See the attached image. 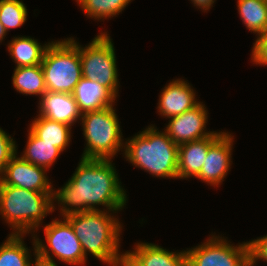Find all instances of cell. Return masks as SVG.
<instances>
[{"instance_id": "cell-31", "label": "cell", "mask_w": 267, "mask_h": 266, "mask_svg": "<svg viewBox=\"0 0 267 266\" xmlns=\"http://www.w3.org/2000/svg\"><path fill=\"white\" fill-rule=\"evenodd\" d=\"M7 35V31L5 30L4 26L0 23V42L2 43L5 36Z\"/></svg>"}, {"instance_id": "cell-19", "label": "cell", "mask_w": 267, "mask_h": 266, "mask_svg": "<svg viewBox=\"0 0 267 266\" xmlns=\"http://www.w3.org/2000/svg\"><path fill=\"white\" fill-rule=\"evenodd\" d=\"M50 42L41 45L30 36L14 37L8 44V51L17 67L39 65Z\"/></svg>"}, {"instance_id": "cell-10", "label": "cell", "mask_w": 267, "mask_h": 266, "mask_svg": "<svg viewBox=\"0 0 267 266\" xmlns=\"http://www.w3.org/2000/svg\"><path fill=\"white\" fill-rule=\"evenodd\" d=\"M208 111L203 104L199 102L192 109L169 118V123L164 131L169 138L176 144L181 145L191 141H197L211 136L215 131H207Z\"/></svg>"}, {"instance_id": "cell-22", "label": "cell", "mask_w": 267, "mask_h": 266, "mask_svg": "<svg viewBox=\"0 0 267 266\" xmlns=\"http://www.w3.org/2000/svg\"><path fill=\"white\" fill-rule=\"evenodd\" d=\"M26 148L21 158L36 166L49 169L57 160L62 151L51 143L44 142L28 129Z\"/></svg>"}, {"instance_id": "cell-24", "label": "cell", "mask_w": 267, "mask_h": 266, "mask_svg": "<svg viewBox=\"0 0 267 266\" xmlns=\"http://www.w3.org/2000/svg\"><path fill=\"white\" fill-rule=\"evenodd\" d=\"M86 16L95 20L119 15L132 0H76Z\"/></svg>"}, {"instance_id": "cell-8", "label": "cell", "mask_w": 267, "mask_h": 266, "mask_svg": "<svg viewBox=\"0 0 267 266\" xmlns=\"http://www.w3.org/2000/svg\"><path fill=\"white\" fill-rule=\"evenodd\" d=\"M107 32L93 38L85 47L79 45L82 76L97 81L116 98L118 96V70L114 43Z\"/></svg>"}, {"instance_id": "cell-32", "label": "cell", "mask_w": 267, "mask_h": 266, "mask_svg": "<svg viewBox=\"0 0 267 266\" xmlns=\"http://www.w3.org/2000/svg\"><path fill=\"white\" fill-rule=\"evenodd\" d=\"M36 266H47V265H43V264L38 263Z\"/></svg>"}, {"instance_id": "cell-25", "label": "cell", "mask_w": 267, "mask_h": 266, "mask_svg": "<svg viewBox=\"0 0 267 266\" xmlns=\"http://www.w3.org/2000/svg\"><path fill=\"white\" fill-rule=\"evenodd\" d=\"M27 16V8L22 0H0V23L7 32L22 26Z\"/></svg>"}, {"instance_id": "cell-14", "label": "cell", "mask_w": 267, "mask_h": 266, "mask_svg": "<svg viewBox=\"0 0 267 266\" xmlns=\"http://www.w3.org/2000/svg\"><path fill=\"white\" fill-rule=\"evenodd\" d=\"M39 99V116L69 126L81 120L82 113L73 94L46 91Z\"/></svg>"}, {"instance_id": "cell-27", "label": "cell", "mask_w": 267, "mask_h": 266, "mask_svg": "<svg viewBox=\"0 0 267 266\" xmlns=\"http://www.w3.org/2000/svg\"><path fill=\"white\" fill-rule=\"evenodd\" d=\"M248 243L250 266H255L258 260L267 262V235L251 240Z\"/></svg>"}, {"instance_id": "cell-2", "label": "cell", "mask_w": 267, "mask_h": 266, "mask_svg": "<svg viewBox=\"0 0 267 266\" xmlns=\"http://www.w3.org/2000/svg\"><path fill=\"white\" fill-rule=\"evenodd\" d=\"M112 212L118 211H106L104 208L64 216L81 242L85 258L87 259L90 253L110 266L120 254L122 229L121 223L112 215Z\"/></svg>"}, {"instance_id": "cell-4", "label": "cell", "mask_w": 267, "mask_h": 266, "mask_svg": "<svg viewBox=\"0 0 267 266\" xmlns=\"http://www.w3.org/2000/svg\"><path fill=\"white\" fill-rule=\"evenodd\" d=\"M53 192H37L0 181V215L12 228V234L35 233L42 220L53 212Z\"/></svg>"}, {"instance_id": "cell-29", "label": "cell", "mask_w": 267, "mask_h": 266, "mask_svg": "<svg viewBox=\"0 0 267 266\" xmlns=\"http://www.w3.org/2000/svg\"><path fill=\"white\" fill-rule=\"evenodd\" d=\"M112 266H141L139 262L128 252L119 254Z\"/></svg>"}, {"instance_id": "cell-5", "label": "cell", "mask_w": 267, "mask_h": 266, "mask_svg": "<svg viewBox=\"0 0 267 266\" xmlns=\"http://www.w3.org/2000/svg\"><path fill=\"white\" fill-rule=\"evenodd\" d=\"M114 105L85 112L81 117L86 147L82 159L112 160L125 145Z\"/></svg>"}, {"instance_id": "cell-21", "label": "cell", "mask_w": 267, "mask_h": 266, "mask_svg": "<svg viewBox=\"0 0 267 266\" xmlns=\"http://www.w3.org/2000/svg\"><path fill=\"white\" fill-rule=\"evenodd\" d=\"M12 84L15 90L23 95L42 97L47 91L41 64L15 67Z\"/></svg>"}, {"instance_id": "cell-18", "label": "cell", "mask_w": 267, "mask_h": 266, "mask_svg": "<svg viewBox=\"0 0 267 266\" xmlns=\"http://www.w3.org/2000/svg\"><path fill=\"white\" fill-rule=\"evenodd\" d=\"M24 234H9L8 238L0 246V266H36L37 251L34 237L32 235L34 245V261L23 241Z\"/></svg>"}, {"instance_id": "cell-15", "label": "cell", "mask_w": 267, "mask_h": 266, "mask_svg": "<svg viewBox=\"0 0 267 266\" xmlns=\"http://www.w3.org/2000/svg\"><path fill=\"white\" fill-rule=\"evenodd\" d=\"M224 133L214 132L211 136L191 141L178 147V178H196L204 164L208 148Z\"/></svg>"}, {"instance_id": "cell-28", "label": "cell", "mask_w": 267, "mask_h": 266, "mask_svg": "<svg viewBox=\"0 0 267 266\" xmlns=\"http://www.w3.org/2000/svg\"><path fill=\"white\" fill-rule=\"evenodd\" d=\"M252 48V62L257 65L267 66V31L257 36Z\"/></svg>"}, {"instance_id": "cell-13", "label": "cell", "mask_w": 267, "mask_h": 266, "mask_svg": "<svg viewBox=\"0 0 267 266\" xmlns=\"http://www.w3.org/2000/svg\"><path fill=\"white\" fill-rule=\"evenodd\" d=\"M195 97L196 92L187 80H173L163 88L159 96L157 112L168 119L179 116L200 102Z\"/></svg>"}, {"instance_id": "cell-16", "label": "cell", "mask_w": 267, "mask_h": 266, "mask_svg": "<svg viewBox=\"0 0 267 266\" xmlns=\"http://www.w3.org/2000/svg\"><path fill=\"white\" fill-rule=\"evenodd\" d=\"M72 94L82 114L112 106L116 100L106 87L85 77L80 79Z\"/></svg>"}, {"instance_id": "cell-12", "label": "cell", "mask_w": 267, "mask_h": 266, "mask_svg": "<svg viewBox=\"0 0 267 266\" xmlns=\"http://www.w3.org/2000/svg\"><path fill=\"white\" fill-rule=\"evenodd\" d=\"M228 132H224L209 148L198 176L199 180L210 186L218 187L230 171L233 138Z\"/></svg>"}, {"instance_id": "cell-26", "label": "cell", "mask_w": 267, "mask_h": 266, "mask_svg": "<svg viewBox=\"0 0 267 266\" xmlns=\"http://www.w3.org/2000/svg\"><path fill=\"white\" fill-rule=\"evenodd\" d=\"M16 141L0 128V174L8 162L17 154Z\"/></svg>"}, {"instance_id": "cell-30", "label": "cell", "mask_w": 267, "mask_h": 266, "mask_svg": "<svg viewBox=\"0 0 267 266\" xmlns=\"http://www.w3.org/2000/svg\"><path fill=\"white\" fill-rule=\"evenodd\" d=\"M194 6L203 10L204 12L209 11L215 0H191Z\"/></svg>"}, {"instance_id": "cell-3", "label": "cell", "mask_w": 267, "mask_h": 266, "mask_svg": "<svg viewBox=\"0 0 267 266\" xmlns=\"http://www.w3.org/2000/svg\"><path fill=\"white\" fill-rule=\"evenodd\" d=\"M178 145L165 131L148 126L125 141L124 156L132 165L154 177L178 178Z\"/></svg>"}, {"instance_id": "cell-23", "label": "cell", "mask_w": 267, "mask_h": 266, "mask_svg": "<svg viewBox=\"0 0 267 266\" xmlns=\"http://www.w3.org/2000/svg\"><path fill=\"white\" fill-rule=\"evenodd\" d=\"M241 20L257 36L267 31V0H237Z\"/></svg>"}, {"instance_id": "cell-9", "label": "cell", "mask_w": 267, "mask_h": 266, "mask_svg": "<svg viewBox=\"0 0 267 266\" xmlns=\"http://www.w3.org/2000/svg\"><path fill=\"white\" fill-rule=\"evenodd\" d=\"M211 236L201 245L186 249L187 266H250L248 241L234 246L222 236Z\"/></svg>"}, {"instance_id": "cell-20", "label": "cell", "mask_w": 267, "mask_h": 266, "mask_svg": "<svg viewBox=\"0 0 267 266\" xmlns=\"http://www.w3.org/2000/svg\"><path fill=\"white\" fill-rule=\"evenodd\" d=\"M29 129L42 141L51 143L62 152L71 141L72 126L46 119L37 115L29 125Z\"/></svg>"}, {"instance_id": "cell-11", "label": "cell", "mask_w": 267, "mask_h": 266, "mask_svg": "<svg viewBox=\"0 0 267 266\" xmlns=\"http://www.w3.org/2000/svg\"><path fill=\"white\" fill-rule=\"evenodd\" d=\"M46 171L48 170L29 163L16 154L0 174V181L5 185L31 191L53 192L54 187L49 182Z\"/></svg>"}, {"instance_id": "cell-7", "label": "cell", "mask_w": 267, "mask_h": 266, "mask_svg": "<svg viewBox=\"0 0 267 266\" xmlns=\"http://www.w3.org/2000/svg\"><path fill=\"white\" fill-rule=\"evenodd\" d=\"M44 234L47 245L37 235L33 234L38 263L47 266H58L53 259L55 256L60 262L66 264L76 266L86 264L87 259L84 256L81 242L74 233L71 224L64 217L63 221L62 218L60 220L54 219L46 224Z\"/></svg>"}, {"instance_id": "cell-1", "label": "cell", "mask_w": 267, "mask_h": 266, "mask_svg": "<svg viewBox=\"0 0 267 266\" xmlns=\"http://www.w3.org/2000/svg\"><path fill=\"white\" fill-rule=\"evenodd\" d=\"M116 168L111 160L80 159L68 182L58 190L53 189V211L57 201L62 217L85 211H120L127 201ZM97 205V206H96Z\"/></svg>"}, {"instance_id": "cell-17", "label": "cell", "mask_w": 267, "mask_h": 266, "mask_svg": "<svg viewBox=\"0 0 267 266\" xmlns=\"http://www.w3.org/2000/svg\"><path fill=\"white\" fill-rule=\"evenodd\" d=\"M128 251L141 266H187L186 250L170 252L154 243L139 242Z\"/></svg>"}, {"instance_id": "cell-6", "label": "cell", "mask_w": 267, "mask_h": 266, "mask_svg": "<svg viewBox=\"0 0 267 266\" xmlns=\"http://www.w3.org/2000/svg\"><path fill=\"white\" fill-rule=\"evenodd\" d=\"M47 91L73 93L82 76L79 43L70 37L52 41L41 63Z\"/></svg>"}]
</instances>
